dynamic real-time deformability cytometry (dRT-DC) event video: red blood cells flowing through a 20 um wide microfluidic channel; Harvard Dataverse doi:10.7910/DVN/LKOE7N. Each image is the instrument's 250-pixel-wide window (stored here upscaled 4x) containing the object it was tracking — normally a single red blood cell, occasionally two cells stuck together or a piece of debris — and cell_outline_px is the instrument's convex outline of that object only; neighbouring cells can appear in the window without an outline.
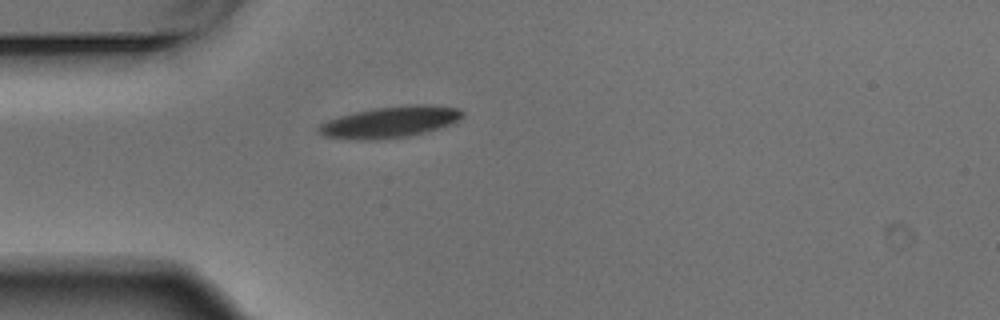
{"species": "Egyptian fruit bat (a non-hibernating species)", "species_latin": "Rousettus aegyptiacus", "temperature_condition": "warm", "stored_images_in_passage": 1, "camera_frame_rate_fps": 3000, "um_per_image_px": 0.085, "animal": {"sex": "male"}, "frame": {"image": 1, "passage_image": 1, "time_ms": 0.0, "image_size_px": [1000, 320], "cell_outline_px": [[464, 116], [452, 124], [424, 132], [408, 136], [380, 140], [360, 140], [324, 136], [316, 132], [316, 128], [320, 124], [328, 120], [340, 116], [356, 112], [376, 108], [408, 104], [432, 104], [460, 108], [464, 112]], "centroid_in_image_um": [33.18, 10.37], "position_along_channel_um": 51.8, "area_um2": 26.41}}